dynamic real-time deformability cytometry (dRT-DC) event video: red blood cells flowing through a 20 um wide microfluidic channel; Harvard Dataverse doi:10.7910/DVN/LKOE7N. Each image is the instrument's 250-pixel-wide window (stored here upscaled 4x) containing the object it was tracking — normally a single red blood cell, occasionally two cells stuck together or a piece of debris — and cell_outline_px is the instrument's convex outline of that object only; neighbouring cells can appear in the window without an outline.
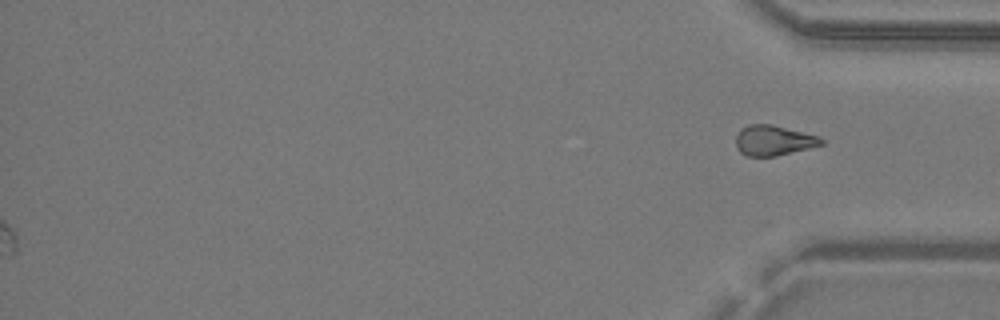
{"species": "common noctule bat (a hibernating species)", "species_latin": "Nyctalus noctula", "temperature_condition": "warm", "stored_images_in_passage": 32, "segment_of_instrument_passage": [2, 2], "camera_frame_rate_fps": 3000, "um_per_image_px": 0.085, "animal": {"sex": "male", "body_mass_g": 19.2, "forearm_length_mm": 51.8}, "frame": {"image": 1, "passage_image": 32, "time_ms": 10.333, "image_size_px": [1000, 320], "cell_outline_px": [[824, 144], [776, 156], [744, 156], [736, 148], [736, 136], [740, 128], [748, 124], [772, 124], [820, 136], [824, 140]], "centroid_in_image_um": [65.73, 11.93], "position_along_channel_um": 369.5, "area_um2": 15.2}}